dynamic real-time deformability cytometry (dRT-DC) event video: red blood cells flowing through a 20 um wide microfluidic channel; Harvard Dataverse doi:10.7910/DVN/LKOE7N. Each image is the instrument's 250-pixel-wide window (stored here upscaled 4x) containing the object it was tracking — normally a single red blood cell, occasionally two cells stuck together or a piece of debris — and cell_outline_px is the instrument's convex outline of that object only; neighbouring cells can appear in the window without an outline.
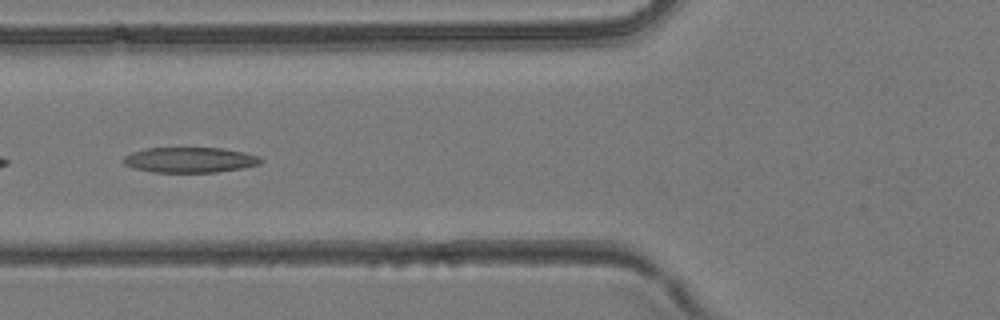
{"species": "common noctule bat (a hibernating species)", "species_latin": "Nyctalus noctula", "temperature_condition": "room temperature", "stored_images_in_passage": 5, "camera_frame_rate_fps": 3000, "um_per_image_px": 0.085, "animal": {"sex": "female", "body_mass_g": 24.6, "forearm_length_mm": 56.2}, "frame": {"image": 1, "passage_image": 5, "time_ms": 1.333, "image_size_px": [1000, 320], "cell_outline_px": [[264, 160], [260, 164], [240, 168], [216, 172], [152, 172], [132, 168], [124, 164], [124, 156], [132, 152], [144, 148], [224, 148], [244, 152], [260, 156]], "centroid_in_image_um": [16.14, 13.59], "position_along_channel_um": 109.7, "area_um2": 20.35}}